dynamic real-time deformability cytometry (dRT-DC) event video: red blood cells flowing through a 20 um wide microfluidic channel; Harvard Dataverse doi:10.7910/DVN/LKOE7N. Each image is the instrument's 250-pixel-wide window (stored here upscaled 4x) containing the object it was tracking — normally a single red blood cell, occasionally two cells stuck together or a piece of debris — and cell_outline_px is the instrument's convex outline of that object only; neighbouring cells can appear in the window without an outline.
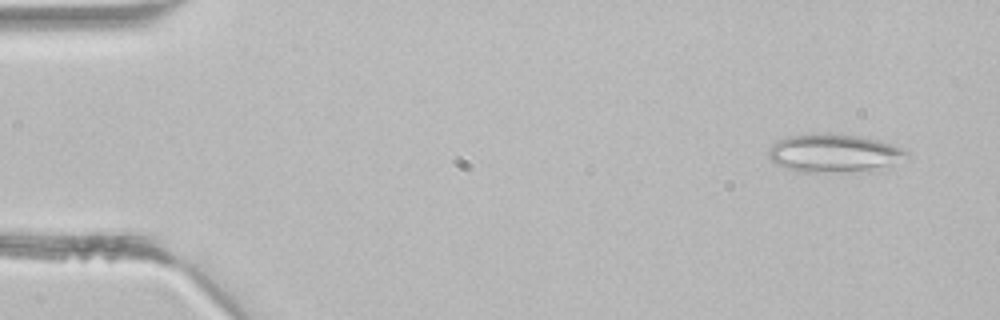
{"species": "common noctule bat (a hibernating species)", "species_latin": "Nyctalus noctula", "temperature_condition": "room temperature", "stored_images_in_passage": 13, "camera_frame_rate_fps": 3000, "um_per_image_px": 0.085, "animal": {"sex": "male", "body_mass_g": 21.5, "forearm_length_mm": 52.0}, "frame": {"image": 1, "passage_image": 3, "time_ms": 0.667, "image_size_px": [1000, 320], "cell_outline_px": [[912, 156], [876, 172], [800, 172], [776, 164], [768, 160], [768, 148], [776, 140], [788, 136], [808, 132], [832, 132], [860, 136], [876, 140], [900, 148], [908, 152]], "centroid_in_image_um": [70.88, 13.02], "position_along_channel_um": 14.1, "area_um2": 31.91}}